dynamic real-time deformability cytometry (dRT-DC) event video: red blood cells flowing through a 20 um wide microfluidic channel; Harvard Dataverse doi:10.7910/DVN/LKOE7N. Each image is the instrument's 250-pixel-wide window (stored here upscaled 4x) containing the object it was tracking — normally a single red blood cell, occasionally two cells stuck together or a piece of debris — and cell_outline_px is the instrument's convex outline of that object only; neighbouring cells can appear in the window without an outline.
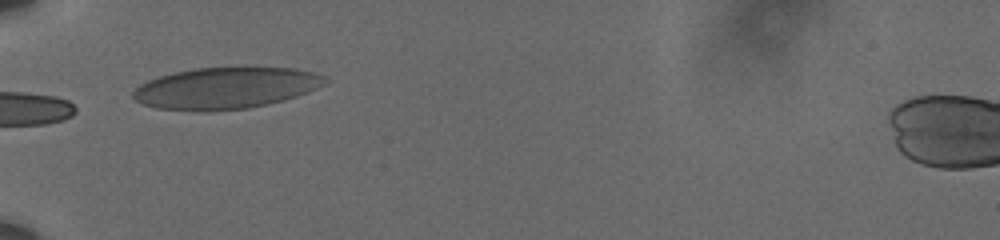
{"species": "human", "species_latin": "Homo sapiens", "temperature_condition": "cold", "stored_images_in_passage": 9, "camera_frame_rate_fps": 3000, "um_per_image_px": 0.085, "donor": {"sex": "male"}, "frame": {"image": 1, "passage_image": 6, "time_ms": 1.667, "image_size_px": [1000, 240], "cell_outline_px": [[328, 80], [324, 84], [316, 88], [296, 96], [248, 108], [204, 112], [156, 108], [144, 104], [136, 100], [132, 96], [132, 92], [140, 84], [148, 80], [160, 76], [176, 72], [196, 68], [296, 68], [312, 72], [324, 76]], "centroid_in_image_um": [19.14, 7.49], "position_along_channel_um": 65.9, "area_um2": 45.89}}